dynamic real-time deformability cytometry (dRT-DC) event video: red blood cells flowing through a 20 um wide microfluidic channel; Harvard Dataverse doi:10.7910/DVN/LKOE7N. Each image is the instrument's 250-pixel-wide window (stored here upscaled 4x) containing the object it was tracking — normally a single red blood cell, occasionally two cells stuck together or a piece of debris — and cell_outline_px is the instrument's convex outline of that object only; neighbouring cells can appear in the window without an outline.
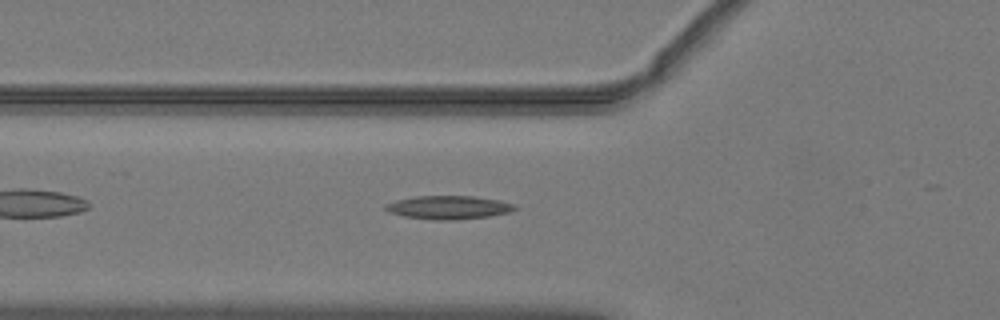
{"species": "common noctule bat (a hibernating species)", "species_latin": "Nyctalus noctula", "temperature_condition": "warm", "stored_images_in_passage": 32, "camera_frame_rate_fps": 3000, "um_per_image_px": 0.085, "animal": {"sex": "male", "body_mass_g": 19.2, "forearm_length_mm": 51.8}, "frame": {"image": 1, "passage_image": 4, "time_ms": 1.0, "image_size_px": [1000, 320], "cell_outline_px": [[520, 208], [508, 212], [488, 216], [456, 220], [436, 220], [404, 216], [392, 212], [384, 208], [384, 204], [396, 200], [416, 196], [472, 196], [500, 200], [516, 204]], "centroid_in_image_um": [38.17, 17.62], "position_along_channel_um": 87.6, "area_um2": 17.63}}
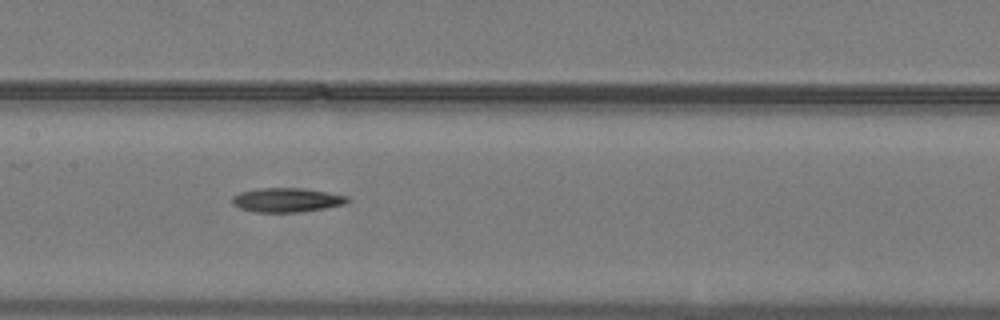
{"frame": {"image": 2, "passage_image": 11, "time_ms": 3.333, "image_size_px": [1000, 320], "cell_outline_px": [[352, 200], [344, 204], [324, 208], [296, 212], [256, 212], [240, 208], [232, 204], [232, 196], [240, 192], [256, 188], [296, 188], [328, 192], [348, 196]], "centroid_in_image_um": [24.36, 16.99], "position_along_channel_um": 183.0, "area_um2": 16.18}}
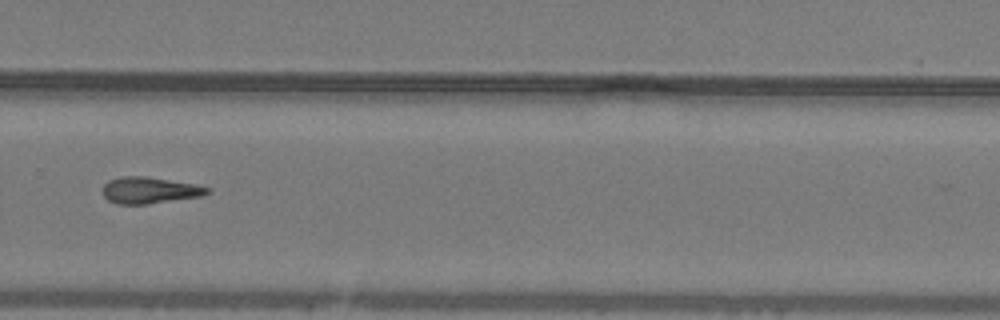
{"frame": {"image": 3, "passage_image": 21, "time_ms": 6.667, "image_size_px": [1000, 320], "cell_outline_px": [[212, 192], [200, 196], [148, 204], [116, 204], [108, 200], [104, 196], [104, 184], [108, 180], [120, 176], [148, 176], [196, 184], [212, 188]], "centroid_in_image_um": [12.74, 16.16], "position_along_channel_um": 317.1, "area_um2": 16.3}}